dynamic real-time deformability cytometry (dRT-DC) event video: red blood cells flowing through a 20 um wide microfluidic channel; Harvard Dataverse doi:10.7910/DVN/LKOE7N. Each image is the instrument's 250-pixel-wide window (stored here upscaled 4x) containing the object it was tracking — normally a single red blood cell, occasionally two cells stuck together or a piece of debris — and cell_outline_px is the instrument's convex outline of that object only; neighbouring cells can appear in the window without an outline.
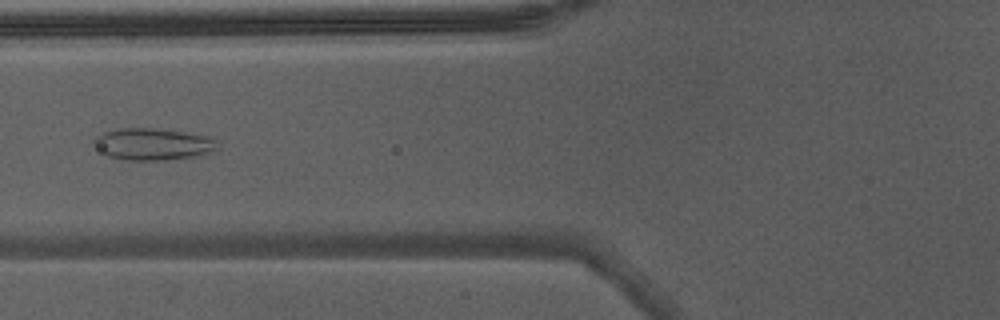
{"species": "Egyptian fruit bat (a non-hibernating species)", "species_latin": "Rousettus aegyptiacus", "temperature_condition": "warm", "stored_images_in_passage": 6, "camera_frame_rate_fps": 3000, "um_per_image_px": 0.085, "animal": {"sex": "male"}, "frame": {"image": 1, "passage_image": 6, "time_ms": 1.667, "image_size_px": [1000, 320], "cell_outline_px": [[216, 148], [212, 152], [200, 156], [164, 160], [128, 160], [108, 156], [92, 140], [96, 136], [104, 132], [120, 128], [152, 128], [184, 132], [212, 136], [216, 140]], "centroid_in_image_um": [13.06, 12.25], "position_along_channel_um": 112.7, "area_um2": 22.83}}